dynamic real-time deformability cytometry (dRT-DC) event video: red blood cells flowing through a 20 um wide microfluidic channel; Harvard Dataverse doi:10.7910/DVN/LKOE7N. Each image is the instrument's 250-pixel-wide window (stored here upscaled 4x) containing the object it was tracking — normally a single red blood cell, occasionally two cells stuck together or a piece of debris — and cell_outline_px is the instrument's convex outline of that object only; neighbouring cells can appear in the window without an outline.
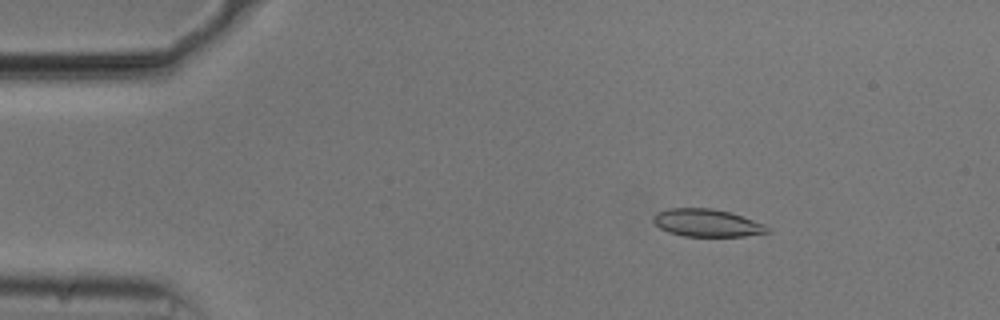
{"species": "common noctule bat (a hibernating species)", "species_latin": "Nyctalus noctula", "temperature_condition": "cold", "stored_images_in_passage": 53, "camera_frame_rate_fps": 3000, "um_per_image_px": 0.085, "animal": {"sex": "male", "body_mass_g": 20.5, "forearm_length_mm": 52.5}, "frame": {"image": 1, "passage_image": 8, "time_ms": 2.333, "image_size_px": [1000, 320], "cell_outline_px": [[768, 232], [744, 236], [684, 236], [668, 232], [660, 228], [652, 220], [652, 216], [656, 212], [668, 208], [712, 208], [728, 212], [764, 224], [768, 228]], "centroid_in_image_um": [60.01, 18.94], "position_along_channel_um": 25.0, "area_um2": 18.15}}
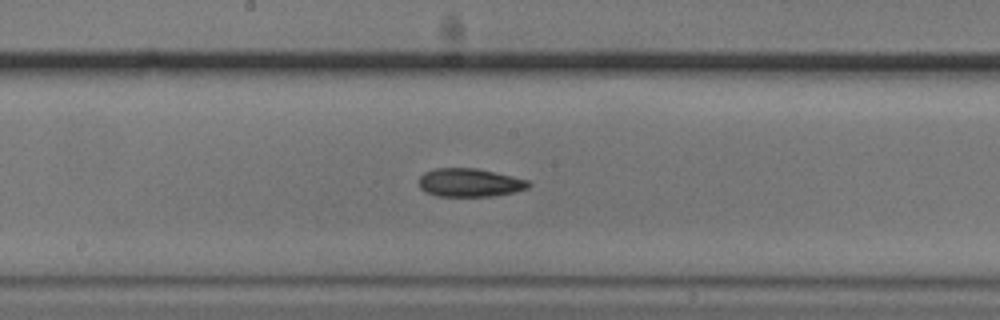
{"frame": {"image": 2, "passage_image": 28, "time_ms": 9.0, "image_size_px": [1000, 320], "cell_outline_px": [[532, 184], [528, 188], [516, 192], [496, 196], [436, 196], [424, 192], [420, 188], [420, 176], [424, 172], [436, 168], [476, 168], [528, 180]], "centroid_in_image_um": [39.93, 15.53], "position_along_channel_um": 208.3, "area_um2": 18.21}}
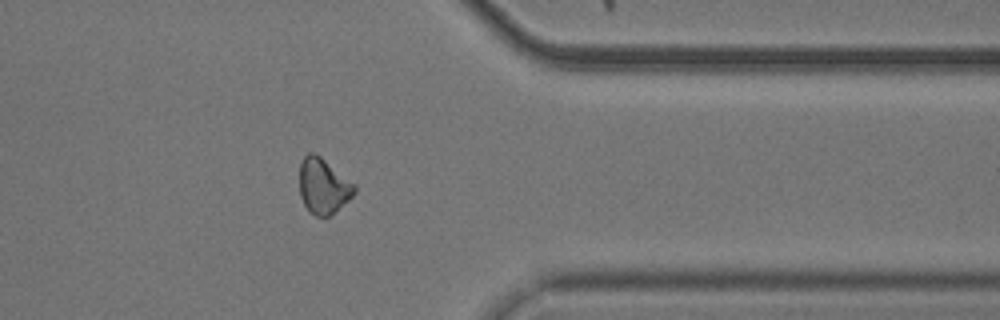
{"frame": {"image": 3, "passage_image": 43, "time_ms": 14.0, "image_size_px": [1000, 320], "cell_outline_px": [[356, 192], [348, 200], [328, 216], [316, 216], [304, 204], [300, 196], [300, 164], [304, 156], [308, 152], [312, 152], [320, 156], [356, 184]], "centroid_in_image_um": [27.49, 15.78], "position_along_channel_um": 383.9, "area_um2": 17.51}, "authors_computed_cell_mechanics": {"area_um2": 18.1492, "velocity_mm_per_s": 3.7401, "shape_relaxation_time_tau1_ms": null, "shape_relaxation_time_tau2_ms": 7.151, "deformation_change_tau1": null, "deformation_change_tau2": 0.1352}}